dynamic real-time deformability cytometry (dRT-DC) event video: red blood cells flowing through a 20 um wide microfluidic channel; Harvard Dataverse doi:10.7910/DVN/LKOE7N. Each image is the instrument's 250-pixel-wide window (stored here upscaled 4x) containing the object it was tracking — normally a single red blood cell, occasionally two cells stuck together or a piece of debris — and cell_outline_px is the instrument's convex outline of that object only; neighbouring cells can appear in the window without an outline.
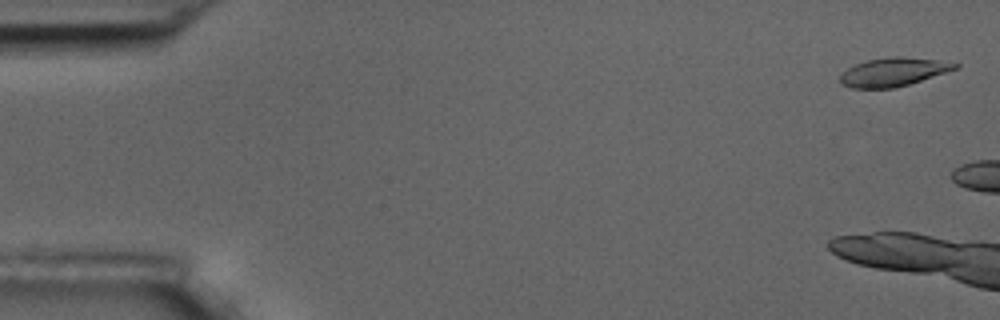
{"species": "common noctule bat (a hibernating species)", "species_latin": "Nyctalus noctula", "temperature_condition": "room temperature", "stored_images_in_passage": 7, "camera_frame_rate_fps": 3000, "um_per_image_px": 0.085, "animal": {"sex": "male", "body_mass_g": 17.5, "forearm_length_mm": 52.3}, "frame": {"image": 1, "passage_image": 1, "time_ms": 0.0, "image_size_px": [1000, 320], "cell_outline_px": [[960, 64], [956, 68], [896, 88], [852, 88], [840, 84], [840, 76], [848, 68], [856, 64], [868, 60], [892, 56], [900, 56], [936, 60]], "centroid_in_image_um": [75.87, 6.12], "position_along_channel_um": 9.1, "area_um2": 18.67}}